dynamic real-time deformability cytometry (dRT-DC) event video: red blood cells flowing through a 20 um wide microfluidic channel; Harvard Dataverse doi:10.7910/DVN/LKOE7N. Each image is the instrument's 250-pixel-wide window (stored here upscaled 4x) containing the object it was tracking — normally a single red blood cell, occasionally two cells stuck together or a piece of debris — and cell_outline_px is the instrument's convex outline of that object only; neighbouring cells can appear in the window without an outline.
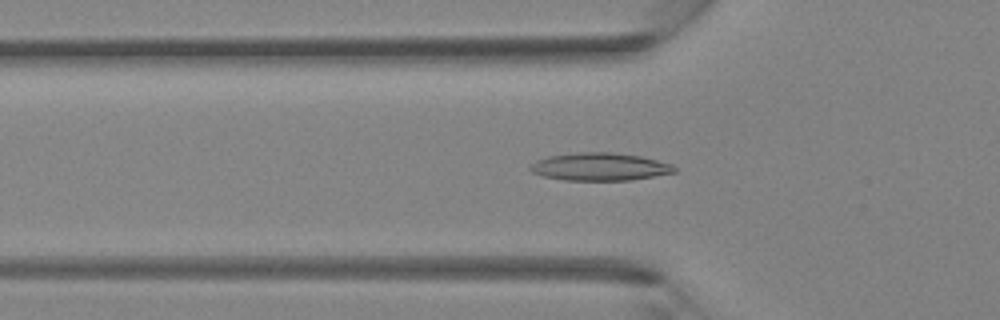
{"species": "Egyptian fruit bat (a non-hibernating species)", "species_latin": "Rousettus aegyptiacus", "temperature_condition": "room temperature", "stored_images_in_passage": 41, "camera_frame_rate_fps": 3000, "um_per_image_px": 0.085, "animal": {"sex": "female"}, "frame": {"image": 1, "passage_image": 14, "time_ms": 4.333, "image_size_px": [1000, 320], "cell_outline_px": [[676, 172], [632, 180], [564, 180], [544, 176], [532, 172], [528, 168], [536, 160], [548, 156], [576, 152], [612, 152], [640, 156], [672, 164], [676, 168]], "centroid_in_image_um": [50.98, 14.17], "position_along_channel_um": 74.8, "area_um2": 23.29}}
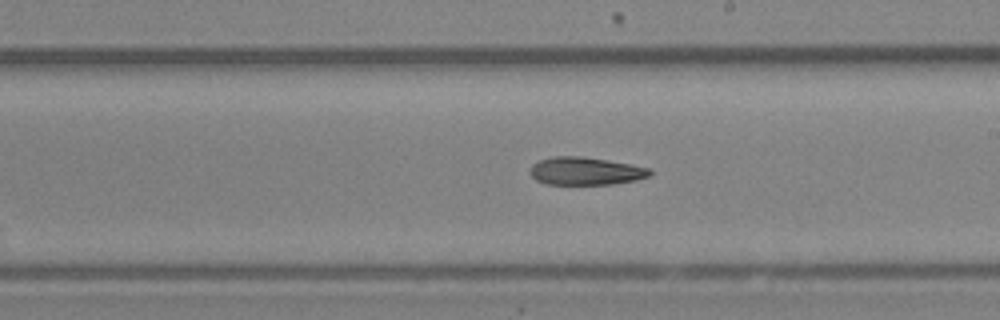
{"frame": {"image": 2, "passage_image": 24, "time_ms": 7.667, "image_size_px": [1000, 320], "cell_outline_px": [[652, 172], [648, 176], [636, 180], [612, 184], [544, 184], [536, 180], [528, 172], [532, 164], [540, 160], [552, 156], [584, 156], [632, 164], [648, 168]], "centroid_in_image_um": [49.73, 14.53], "position_along_channel_um": 239.3, "area_um2": 19.54}}
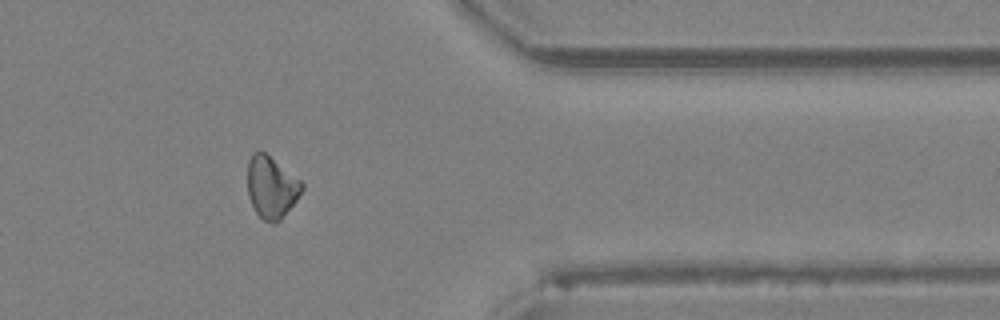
{"frame": {"image": 3, "passage_image": 34, "time_ms": 11.0, "image_size_px": [1000, 320], "cell_outline_px": [[304, 188], [296, 200], [280, 220], [276, 224], [272, 224], [264, 220], [256, 212], [248, 196], [248, 160], [252, 152], [264, 152], [300, 180], [304, 184]], "centroid_in_image_um": [23.06, 15.93], "position_along_channel_um": 388.3, "area_um2": 19.36}}